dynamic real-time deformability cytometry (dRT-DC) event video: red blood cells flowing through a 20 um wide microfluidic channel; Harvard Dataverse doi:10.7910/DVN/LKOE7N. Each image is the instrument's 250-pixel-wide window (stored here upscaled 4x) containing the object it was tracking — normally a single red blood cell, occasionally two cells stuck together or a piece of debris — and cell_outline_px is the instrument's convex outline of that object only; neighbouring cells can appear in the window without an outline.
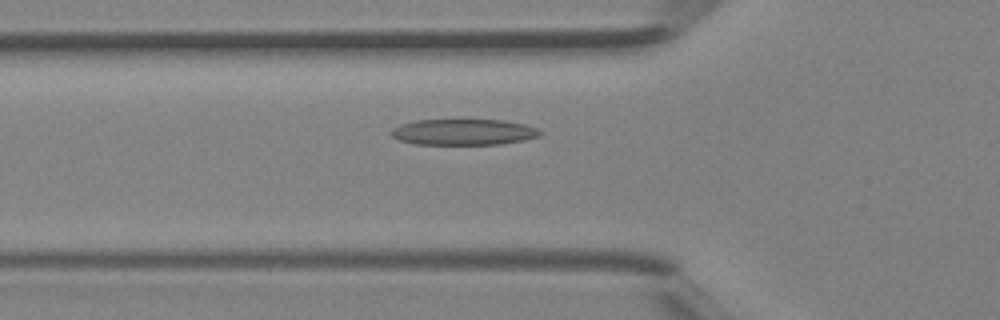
{"species": "Egyptian fruit bat (a non-hibernating species)", "species_latin": "Rousettus aegyptiacus", "temperature_condition": "room temperature", "stored_images_in_passage": 36, "camera_frame_rate_fps": 3000, "um_per_image_px": 0.085, "animal": {"sex": "female"}, "frame": {"image": 1, "passage_image": 9, "time_ms": 2.667, "image_size_px": [1000, 320], "cell_outline_px": [[544, 132], [540, 136], [524, 140], [500, 144], [416, 144], [400, 140], [392, 136], [392, 128], [400, 124], [416, 120], [504, 120], [524, 124], [540, 128]], "centroid_in_image_um": [39.46, 11.22], "position_along_channel_um": 86.3, "area_um2": 22.6}}
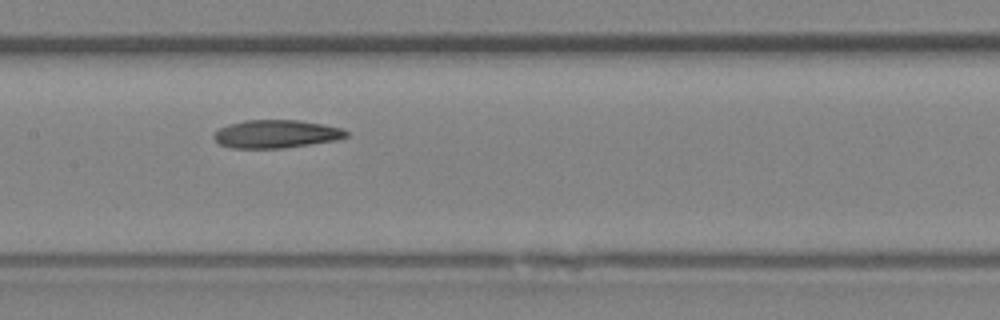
{"frame": {"image": 2, "passage_image": 15, "time_ms": 4.667, "image_size_px": [1000, 320], "cell_outline_px": [[348, 136], [336, 140], [284, 148], [232, 148], [220, 144], [212, 136], [220, 128], [228, 124], [244, 120], [300, 120], [344, 128], [348, 132]], "centroid_in_image_um": [23.49, 11.38], "position_along_channel_um": 183.9, "area_um2": 21.68}}
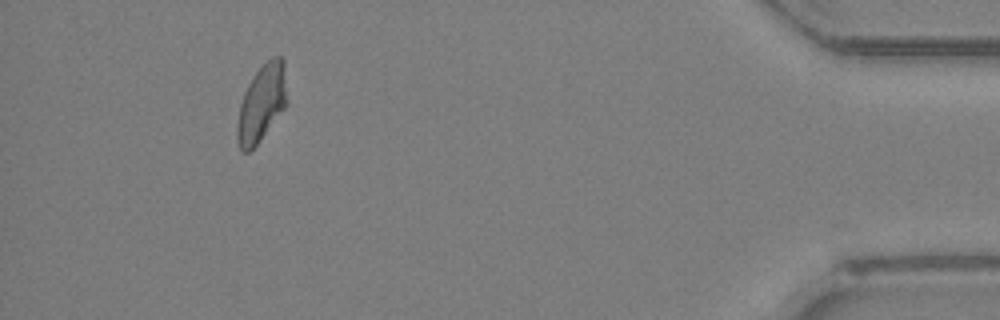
{"frame": {"image": 3, "passage_image": 33, "time_ms": 10.667, "image_size_px": [1000, 320], "cell_outline_px": [[288, 100], [284, 108], [260, 140], [248, 152], [244, 152], [240, 148], [236, 140], [236, 124], [240, 104], [244, 92], [248, 84], [256, 72], [272, 56], [280, 56], [284, 60]], "centroid_in_image_um": [22.24, 8.76], "position_along_channel_um": 413.0, "area_um2": 22.25}}